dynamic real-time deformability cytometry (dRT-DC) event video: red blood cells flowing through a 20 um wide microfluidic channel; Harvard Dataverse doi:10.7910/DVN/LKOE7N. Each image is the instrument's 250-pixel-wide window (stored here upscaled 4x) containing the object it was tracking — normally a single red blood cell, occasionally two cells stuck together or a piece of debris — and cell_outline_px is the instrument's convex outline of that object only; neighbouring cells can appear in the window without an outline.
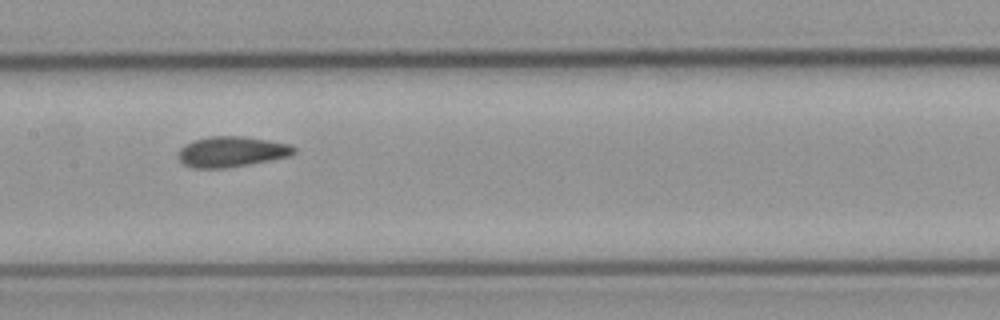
{"species": "common noctule bat (a hibernating species)", "species_latin": "Nyctalus noctula", "temperature_condition": "cold", "stored_images_in_passage": 7, "camera_frame_rate_fps": 3000, "um_per_image_px": 0.085, "animal": {"sex": "male", "body_mass_g": 23.1, "forearm_length_mm": 52.7}, "frame": {"image": 1, "passage_image": 6, "time_ms": 6.333, "image_size_px": [1000, 320], "cell_outline_px": [[296, 152], [292, 156], [248, 164], [224, 168], [192, 168], [184, 164], [176, 156], [176, 152], [184, 144], [192, 140], [208, 136], [244, 136], [268, 140], [288, 144], [296, 148]], "centroid_in_image_um": [19.64, 12.89], "position_along_channel_um": 187.8, "area_um2": 20.81}}
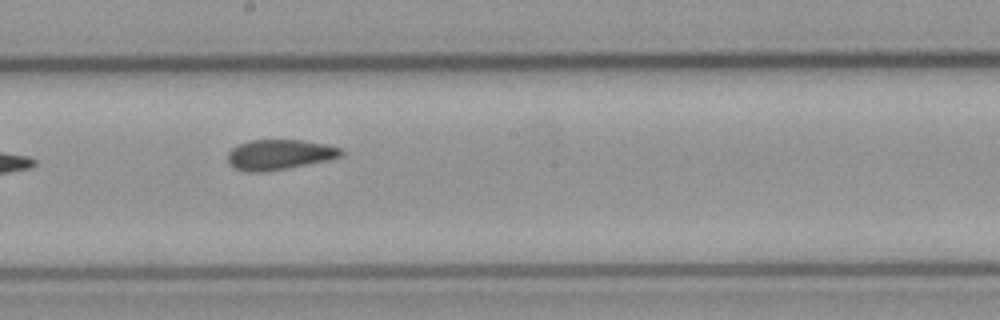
{"frame": {"image": 2, "passage_image": 7, "time_ms": 7.333, "image_size_px": [1000, 320], "cell_outline_px": [[344, 156], [328, 160], [288, 168], [264, 172], [248, 172], [236, 168], [228, 164], [228, 152], [232, 148], [240, 144], [252, 140], [304, 140], [324, 144], [340, 148], [344, 152]], "centroid_in_image_um": [23.76, 13.14], "position_along_channel_um": 224.4, "area_um2": 19.94}}